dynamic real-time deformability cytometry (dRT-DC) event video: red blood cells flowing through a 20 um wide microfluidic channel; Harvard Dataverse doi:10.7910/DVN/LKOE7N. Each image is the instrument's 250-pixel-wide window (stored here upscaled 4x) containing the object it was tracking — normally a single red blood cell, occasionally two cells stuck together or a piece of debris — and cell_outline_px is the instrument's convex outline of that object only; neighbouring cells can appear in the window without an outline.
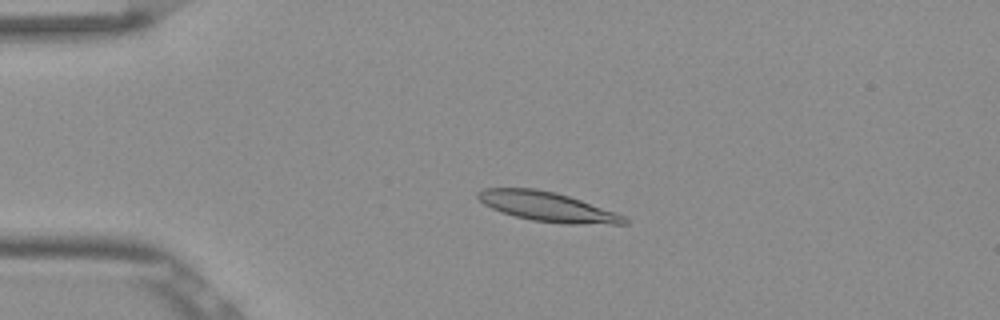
{"species": "Egyptian fruit bat (a non-hibernating species)", "species_latin": "Rousettus aegyptiacus", "temperature_condition": "room temperature", "stored_images_in_passage": 53, "camera_frame_rate_fps": 3000, "um_per_image_px": 0.085, "frame": {"image": 1, "passage_image": 12, "time_ms": 3.667, "image_size_px": [1000, 320], "cell_outline_px": [[628, 224], [564, 224], [532, 220], [500, 212], [484, 204], [476, 196], [476, 192], [484, 188], [536, 188], [556, 192], [616, 212], [624, 216], [628, 220]], "centroid_in_image_um": [46.52, 17.57], "position_along_channel_um": 38.5, "area_um2": 25.14}}
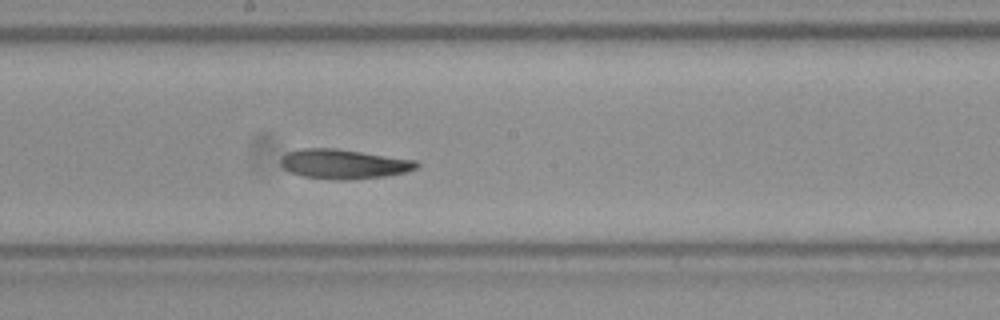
{"frame": {"image": 2, "passage_image": 29, "time_ms": 9.333, "image_size_px": [1000, 320], "cell_outline_px": [[420, 164], [416, 168], [404, 172], [384, 176], [348, 180], [336, 180], [300, 176], [288, 172], [280, 164], [280, 160], [288, 152], [300, 148], [336, 148], [416, 160]], "centroid_in_image_um": [29.18, 13.94], "position_along_channel_um": 219.0, "area_um2": 23.47}}
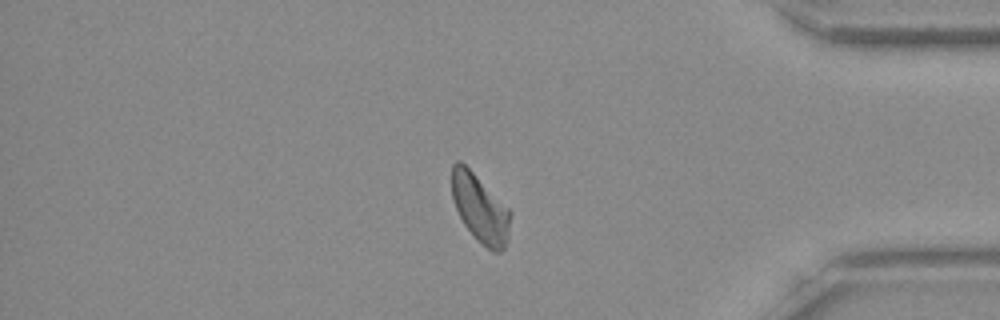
{"frame": {"image": 3, "passage_image": 45, "time_ms": 14.667, "image_size_px": [1000, 320], "cell_outline_px": [[512, 216], [508, 240], [504, 248], [500, 252], [492, 252], [476, 240], [464, 224], [456, 208], [452, 196], [452, 164], [456, 160], [460, 160], [512, 212]], "centroid_in_image_um": [40.83, 17.76], "position_along_channel_um": 394.4, "area_um2": 23.12}, "authors_computed_cell_mechanics": {"area_um2": 23.7558, "velocity_mm_per_s": 3.7994, "shape_relaxation_time_tau1_ms": 4.1494, "shape_relaxation_time_tau2_ms": 2.9241, "deformation_change_tau1": 0.1579, "deformation_change_tau2": 0.0988}}